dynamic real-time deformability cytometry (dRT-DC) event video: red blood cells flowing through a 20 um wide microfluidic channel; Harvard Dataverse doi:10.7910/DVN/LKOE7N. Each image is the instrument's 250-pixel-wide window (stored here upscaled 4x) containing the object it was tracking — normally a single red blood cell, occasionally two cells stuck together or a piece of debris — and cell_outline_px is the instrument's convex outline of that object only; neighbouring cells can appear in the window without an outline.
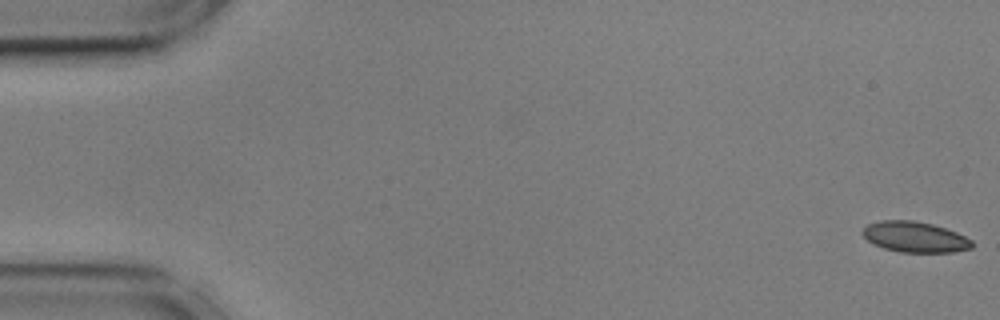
{"species": "common noctule bat (a hibernating species)", "species_latin": "Nyctalus noctula", "temperature_condition": "cold", "stored_images_in_passage": 57, "camera_frame_rate_fps": 3000, "um_per_image_px": 0.085, "animal": {"sex": "male", "body_mass_g": 17.9, "forearm_length_mm": 54.2}, "frame": {"image": 1, "passage_image": 1, "time_ms": 0.0, "image_size_px": [1000, 320], "cell_outline_px": [[972, 248], [952, 252], [900, 252], [884, 248], [872, 244], [860, 232], [868, 224], [880, 220], [912, 220], [932, 224], [956, 232], [972, 240]], "centroid_in_image_um": [77.74, 20.14], "position_along_channel_um": 7.3, "area_um2": 19.48}}
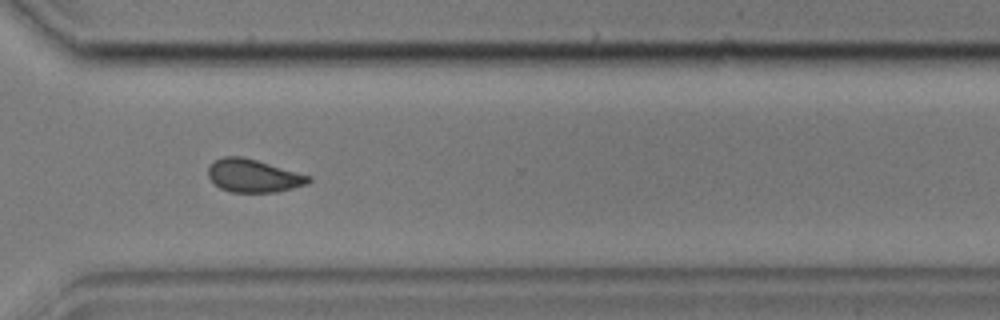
{"frame": {"image": 2, "passage_image": 41, "time_ms": 13.333, "image_size_px": [1000, 320], "cell_outline_px": [[312, 180], [308, 184], [276, 192], [232, 192], [220, 188], [208, 176], [208, 168], [216, 160], [224, 156], [244, 156], [312, 176]], "centroid_in_image_um": [21.58, 14.93], "position_along_channel_um": 349.0, "area_um2": 19.31}}
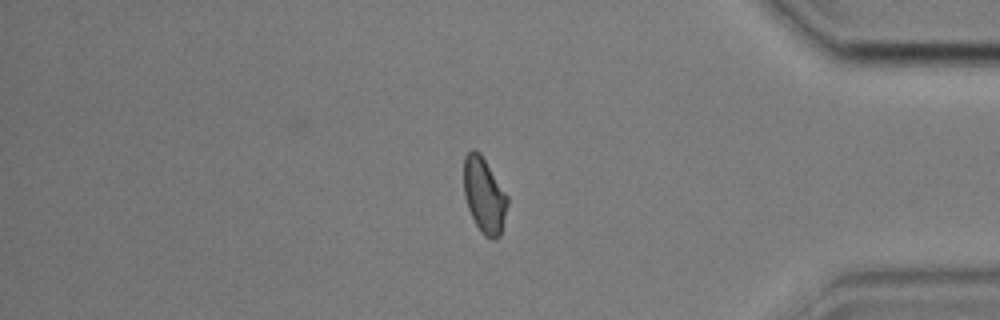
{"frame": {"image": 3, "passage_image": 47, "time_ms": 15.333, "image_size_px": [1000, 320], "cell_outline_px": [[508, 204], [500, 236], [496, 240], [492, 240], [484, 236], [480, 232], [468, 208], [464, 196], [464, 156], [472, 148], [480, 152], [508, 196]], "centroid_in_image_um": [41.16, 16.61], "position_along_channel_um": 394.0, "area_um2": 19.31}, "authors_computed_cell_mechanics": {"area_um2": 19.941, "velocity_mm_per_s": 3.5968, "shape_relaxation_time_tau1_ms": null, "shape_relaxation_time_tau2_ms": 2.1246, "deformation_change_tau1": null, "deformation_change_tau2": 0.0781}}